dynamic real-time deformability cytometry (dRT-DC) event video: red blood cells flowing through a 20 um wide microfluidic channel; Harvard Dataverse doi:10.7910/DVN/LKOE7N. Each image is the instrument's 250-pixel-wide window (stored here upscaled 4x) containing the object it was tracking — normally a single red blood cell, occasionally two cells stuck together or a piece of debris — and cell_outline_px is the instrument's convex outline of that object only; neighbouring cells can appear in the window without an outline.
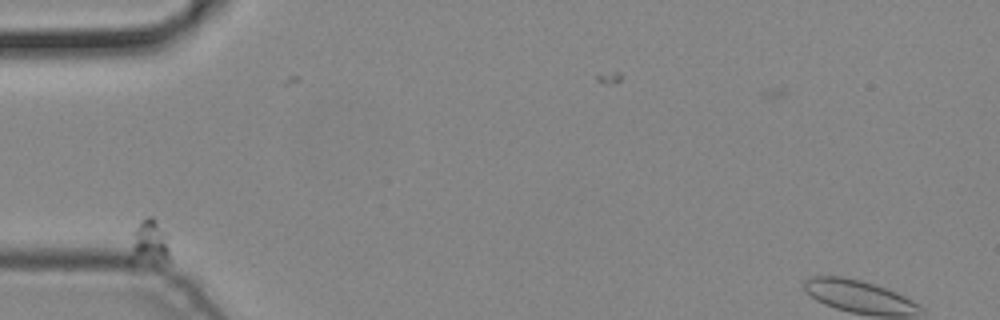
{"species": "common noctule bat (a hibernating species)", "species_latin": "Nyctalus noctula", "temperature_condition": "cold", "stored_images_in_passage": 10, "segment_of_instrument_passage": [1, 2], "camera_frame_rate_fps": 3000, "um_per_image_px": 0.085, "animal": {"sex": "male", "body_mass_g": 19.2, "forearm_length_mm": 51.8}, "frame": {"image": 1, "passage_image": 1, "time_ms": 0.0, "image_size_px": [1000, 320], "cell_outline_px": [[168, 260], [164, 264], [156, 268], [128, 264], [128, 260], [132, 232], [148, 216], [152, 216], [168, 232]], "centroid_in_image_um": [12.67, 20.79], "position_along_channel_um": 72.3, "area_um2": 11.62}}
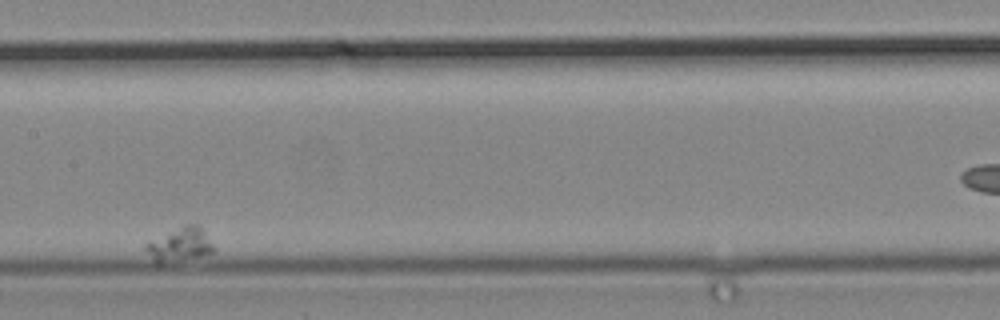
{"frame": {"image": 2, "passage_image": 6, "time_ms": 1.667, "image_size_px": [1000, 320], "cell_outline_px": [[216, 252], [200, 256], [160, 264], [156, 264], [144, 248], [144, 244], [184, 224], [200, 224], [216, 248]], "centroid_in_image_um": [15.33, 20.79], "position_along_channel_um": 192.1, "area_um2": 13.53}}
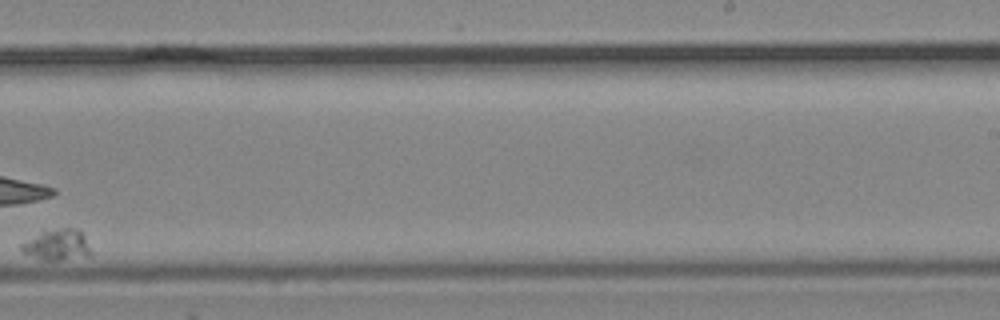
{"frame": {"image": 3, "passage_image": 9, "time_ms": 2.667, "image_size_px": [1000, 320], "cell_outline_px": [[92, 252], [88, 256], [60, 260], [44, 260], [24, 252], [20, 248], [20, 244], [44, 232], [56, 228], [72, 228], [84, 232]], "centroid_in_image_um": [4.94, 20.81], "position_along_channel_um": 284.1, "area_um2": 12.31}}